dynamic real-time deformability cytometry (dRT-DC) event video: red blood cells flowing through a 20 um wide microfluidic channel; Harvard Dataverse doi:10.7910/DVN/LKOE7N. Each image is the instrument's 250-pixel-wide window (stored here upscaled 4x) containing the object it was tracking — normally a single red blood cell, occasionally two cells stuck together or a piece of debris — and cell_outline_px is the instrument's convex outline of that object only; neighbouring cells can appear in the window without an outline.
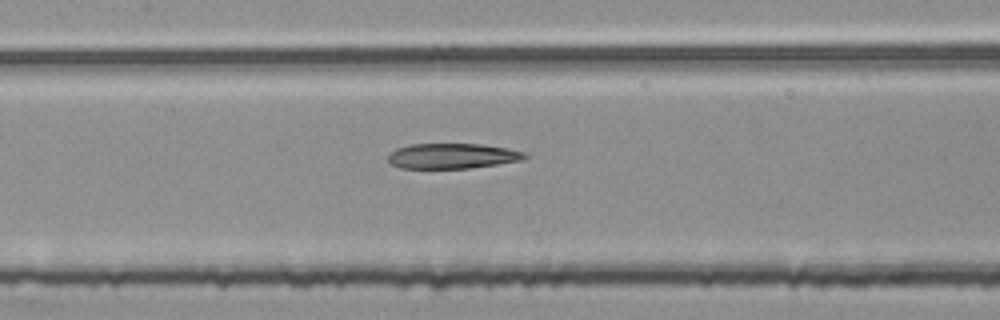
{"species": "common noctule bat (a hibernating species)", "species_latin": "Nyctalus noctula", "temperature_condition": "room temperature", "stored_images_in_passage": 54, "segment_of_instrument_passage": [2, 2], "camera_frame_rate_fps": 3000, "um_per_image_px": 0.085, "animal": {"sex": "female", "body_mass_g": 25.1}, "frame": {"image": 1, "passage_image": 25, "time_ms": 8.0, "image_size_px": [1000, 320], "cell_outline_px": [[528, 156], [520, 160], [496, 164], [468, 168], [400, 168], [392, 164], [388, 160], [388, 156], [396, 148], [412, 144], [480, 144], [504, 148], [524, 152]], "centroid_in_image_um": [38.4, 13.26], "position_along_channel_um": 169.0, "area_um2": 19.77}}
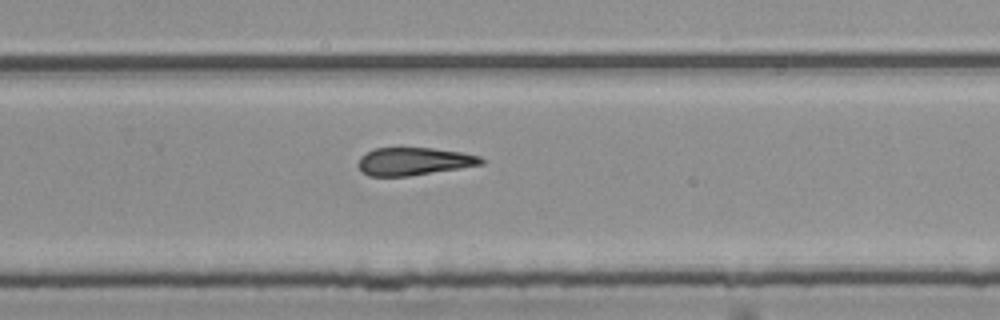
{"frame": {"image": 2, "passage_image": 35, "time_ms": 11.333, "image_size_px": [1000, 320], "cell_outline_px": [[484, 164], [408, 176], [368, 176], [360, 168], [360, 156], [372, 148], [432, 148], [460, 152], [480, 156], [484, 160]], "centroid_in_image_um": [35.18, 13.71], "position_along_channel_um": 294.6, "area_um2": 19.65}}
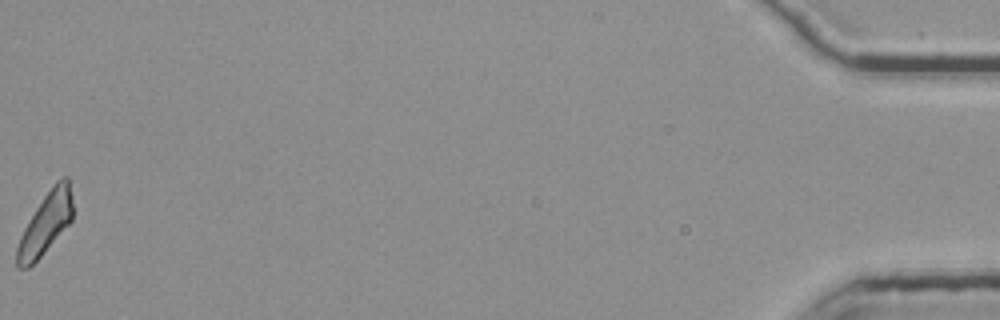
{"frame": {"image": 3, "passage_image": 54, "time_ms": 17.667, "image_size_px": [1000, 320], "cell_outline_px": [[72, 220], [40, 256], [28, 268], [16, 268], [16, 248], [20, 236], [24, 228], [36, 208], [44, 196], [56, 180], [60, 176], [68, 176], [72, 196]], "centroid_in_image_um": [3.87, 18.97], "position_along_channel_um": 431.3, "area_um2": 19.71}}